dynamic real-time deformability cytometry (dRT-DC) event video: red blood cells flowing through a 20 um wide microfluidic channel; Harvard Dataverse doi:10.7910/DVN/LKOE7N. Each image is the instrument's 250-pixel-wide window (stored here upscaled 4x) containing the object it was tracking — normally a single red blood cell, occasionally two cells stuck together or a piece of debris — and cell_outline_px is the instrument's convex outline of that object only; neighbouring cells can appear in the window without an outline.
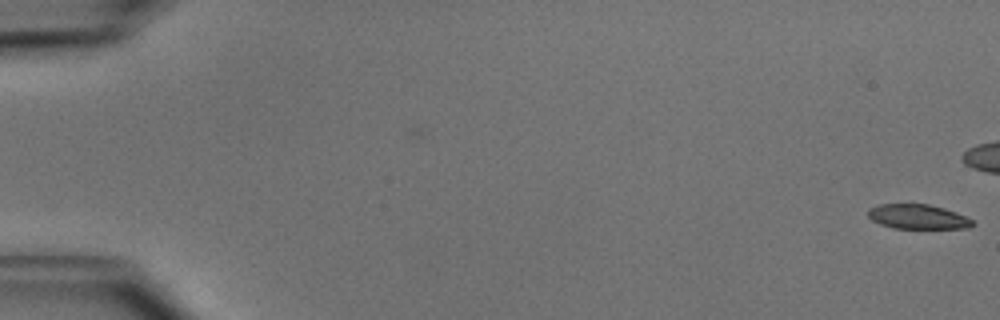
{"species": "common noctule bat (a hibernating species)", "species_latin": "Nyctalus noctula", "temperature_condition": "cold", "stored_images_in_passage": 2, "camera_frame_rate_fps": 3000, "um_per_image_px": 0.085, "animal": {"sex": "male", "body_mass_g": 15.6}, "frame": {"image": 1, "passage_image": 2, "time_ms": 0.333, "image_size_px": [1000, 320], "cell_outline_px": [[976, 224], [968, 228], [892, 228], [880, 224], [872, 220], [868, 216], [868, 208], [880, 204], [928, 204], [944, 208], [956, 212], [972, 220]], "centroid_in_image_um": [78.0, 18.42], "position_along_channel_um": 7.0, "area_um2": 14.97}}